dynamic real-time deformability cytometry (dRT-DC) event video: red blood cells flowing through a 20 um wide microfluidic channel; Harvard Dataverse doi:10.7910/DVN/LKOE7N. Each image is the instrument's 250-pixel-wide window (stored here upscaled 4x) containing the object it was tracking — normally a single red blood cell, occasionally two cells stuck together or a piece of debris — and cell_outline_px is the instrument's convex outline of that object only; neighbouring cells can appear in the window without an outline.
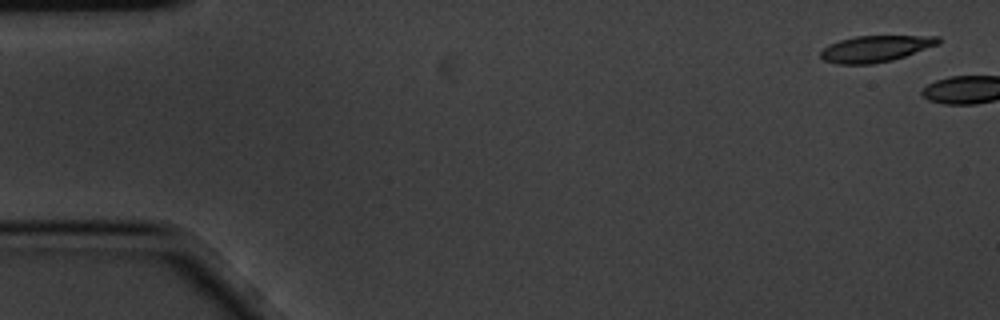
{"species": "common noctule bat (a hibernating species)", "species_latin": "Nyctalus noctula", "temperature_condition": "cold", "stored_images_in_passage": 5, "camera_frame_rate_fps": 3000, "um_per_image_px": 0.085, "animal": {"sex": "male", "body_mass_g": 20.1, "forearm_length_mm": 53.5}, "frame": {"image": 1, "passage_image": 1, "time_ms": 0.0, "image_size_px": [1000, 320], "cell_outline_px": [[940, 44], [892, 60], [872, 64], [840, 64], [824, 60], [820, 56], [820, 52], [828, 44], [840, 40], [856, 36], [940, 36]], "centroid_in_image_um": [74.42, 4.14], "position_along_channel_um": 10.6, "area_um2": 17.98}}
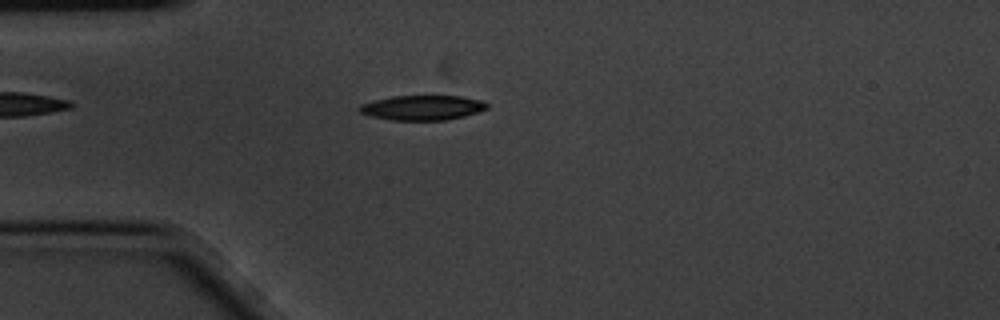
{"frame": {"image": 2, "passage_image": 5, "time_ms": 1.333, "image_size_px": [1000, 320], "cell_outline_px": [[488, 108], [464, 116], [444, 120], [392, 120], [372, 116], [360, 112], [356, 108], [360, 104], [392, 96], [460, 96], [484, 100], [488, 104]], "centroid_in_image_um": [35.91, 9.15], "position_along_channel_um": 49.1, "area_um2": 18.38}}